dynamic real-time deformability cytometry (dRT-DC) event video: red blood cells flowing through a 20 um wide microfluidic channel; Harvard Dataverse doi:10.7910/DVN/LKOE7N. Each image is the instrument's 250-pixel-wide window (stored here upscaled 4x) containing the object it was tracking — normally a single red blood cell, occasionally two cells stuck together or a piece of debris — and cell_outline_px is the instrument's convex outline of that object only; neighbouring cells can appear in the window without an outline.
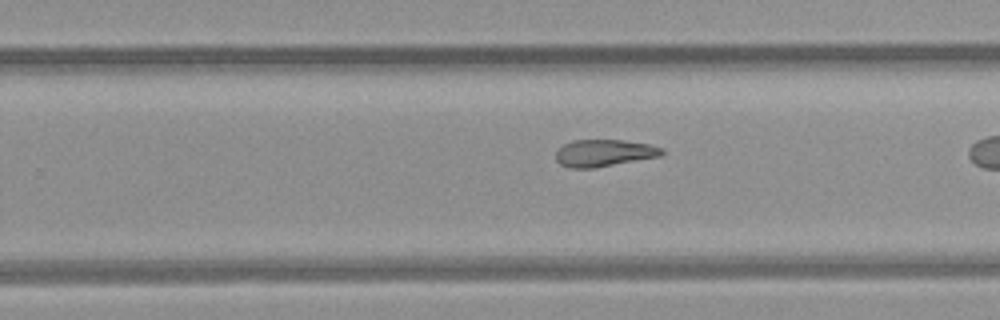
{"species": "common noctule bat (a hibernating species)", "species_latin": "Nyctalus noctula", "temperature_condition": "room temperature", "stored_images_in_passage": 27, "camera_frame_rate_fps": 3000, "um_per_image_px": 0.085, "animal": {"sex": "female", "body_mass_g": 21.9}, "frame": {"image": 1, "passage_image": 20, "time_ms": 6.333, "image_size_px": [1000, 320], "cell_outline_px": [[664, 152], [660, 156], [592, 168], [568, 168], [560, 164], [556, 160], [556, 152], [564, 144], [572, 140], [624, 140], [648, 144], [664, 148]], "centroid_in_image_um": [51.33, 13.0], "position_along_channel_um": 278.5, "area_um2": 16.59}}
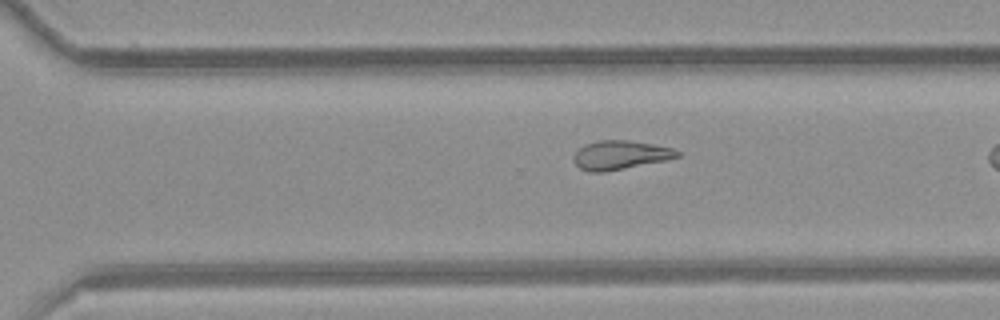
{"frame": {"image": 2, "passage_image": 23, "time_ms": 7.333, "image_size_px": [1000, 320], "cell_outline_px": [[680, 156], [668, 160], [604, 172], [588, 172], [580, 168], [572, 160], [572, 156], [584, 144], [600, 140], [628, 140], [652, 144], [672, 148], [680, 152]], "centroid_in_image_um": [52.71, 13.18], "position_along_channel_um": 317.9, "area_um2": 17.51}}